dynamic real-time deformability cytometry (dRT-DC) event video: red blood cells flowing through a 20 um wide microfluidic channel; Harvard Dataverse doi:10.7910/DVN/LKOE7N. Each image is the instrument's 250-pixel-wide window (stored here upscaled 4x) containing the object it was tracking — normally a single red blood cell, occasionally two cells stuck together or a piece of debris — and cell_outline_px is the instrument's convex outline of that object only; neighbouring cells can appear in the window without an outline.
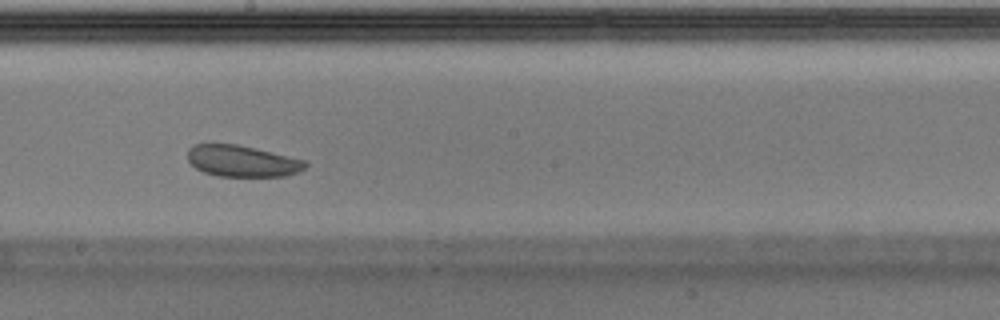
{"species": "Egyptian fruit bat (a non-hibernating species)", "species_latin": "Rousettus aegyptiacus", "temperature_condition": "warm", "stored_images_in_passage": 32, "camera_frame_rate_fps": 3000, "um_per_image_px": 0.085, "animal": {"sex": "male"}, "frame": {"image": 1, "passage_image": 14, "time_ms": 4.333, "image_size_px": [1000, 320], "cell_outline_px": [[308, 164], [304, 168], [296, 172], [284, 176], [216, 176], [204, 172], [196, 168], [188, 160], [188, 148], [192, 144], [236, 144], [256, 148], [304, 160]], "centroid_in_image_um": [20.55, 13.68], "position_along_channel_um": 227.7, "area_um2": 21.39}}